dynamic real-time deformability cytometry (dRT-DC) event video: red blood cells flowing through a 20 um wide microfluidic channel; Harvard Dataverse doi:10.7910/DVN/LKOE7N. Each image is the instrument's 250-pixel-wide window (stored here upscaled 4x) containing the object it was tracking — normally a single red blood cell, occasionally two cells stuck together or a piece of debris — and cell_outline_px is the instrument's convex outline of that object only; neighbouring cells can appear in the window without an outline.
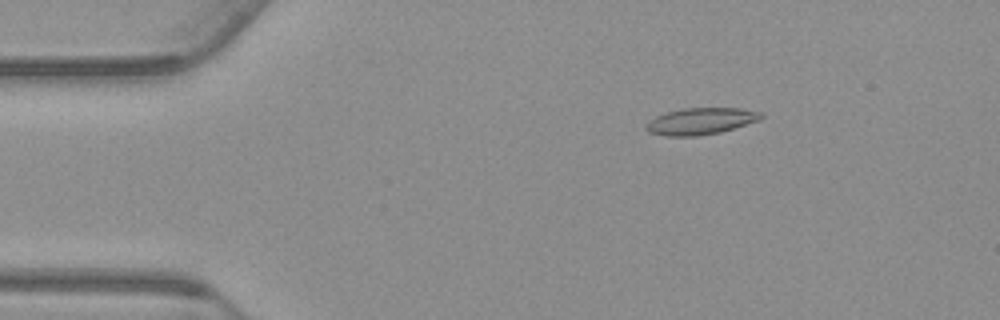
{"species": "common noctule bat (a hibernating species)", "species_latin": "Nyctalus noctula", "temperature_condition": "warm", "stored_images_in_passage": 55, "camera_frame_rate_fps": 3000, "um_per_image_px": 0.085, "animal": {"sex": "male", "body_mass_g": 23.1, "forearm_length_mm": 52.7}, "frame": {"image": 1, "passage_image": 9, "time_ms": 2.667, "image_size_px": [1000, 320], "cell_outline_px": [[764, 116], [760, 120], [720, 132], [696, 136], [664, 136], [648, 132], [644, 128], [644, 124], [656, 116], [668, 112], [684, 108], [740, 108], [764, 112]], "centroid_in_image_um": [59.56, 10.3], "position_along_channel_um": 25.4, "area_um2": 17.98}}
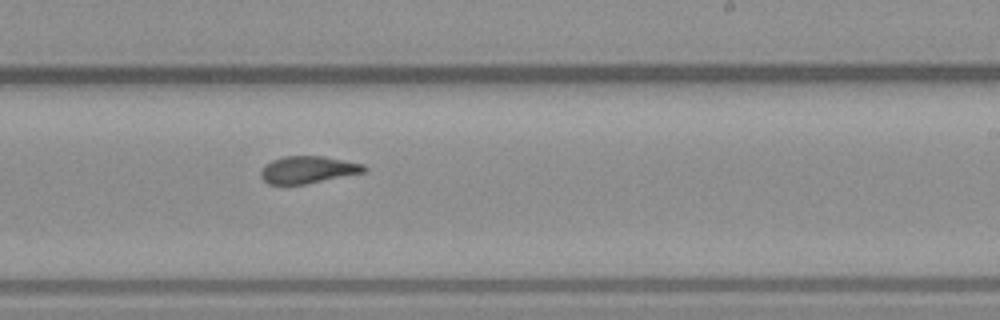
{"frame": {"image": 2, "passage_image": 33, "time_ms": 10.667, "image_size_px": [1000, 320], "cell_outline_px": [[368, 168], [364, 172], [304, 184], [268, 184], [260, 176], [260, 172], [264, 164], [272, 160], [284, 156], [324, 156], [364, 164]], "centroid_in_image_um": [26.15, 14.41], "position_along_channel_um": 262.9, "area_um2": 16.3}}
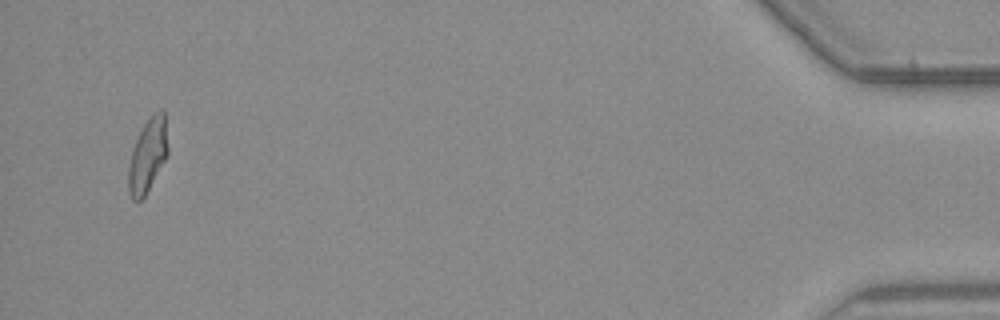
{"frame": {"image": 3, "passage_image": 53, "time_ms": 17.333, "image_size_px": [1000, 320], "cell_outline_px": [[168, 156], [144, 196], [140, 200], [132, 200], [128, 192], [128, 168], [132, 148], [148, 116], [160, 108], [164, 108], [168, 148]], "centroid_in_image_um": [12.56, 13.17], "position_along_channel_um": 422.6, "area_um2": 17.11}, "authors_computed_cell_mechanics": {"area_um2": 17.2244, "velocity_mm_per_s": 3.7559, "shape_relaxation_time_tau1_ms": null, "shape_relaxation_time_tau2_ms": 2.5121, "deformation_change_tau1": null, "deformation_change_tau2": 0.106}}